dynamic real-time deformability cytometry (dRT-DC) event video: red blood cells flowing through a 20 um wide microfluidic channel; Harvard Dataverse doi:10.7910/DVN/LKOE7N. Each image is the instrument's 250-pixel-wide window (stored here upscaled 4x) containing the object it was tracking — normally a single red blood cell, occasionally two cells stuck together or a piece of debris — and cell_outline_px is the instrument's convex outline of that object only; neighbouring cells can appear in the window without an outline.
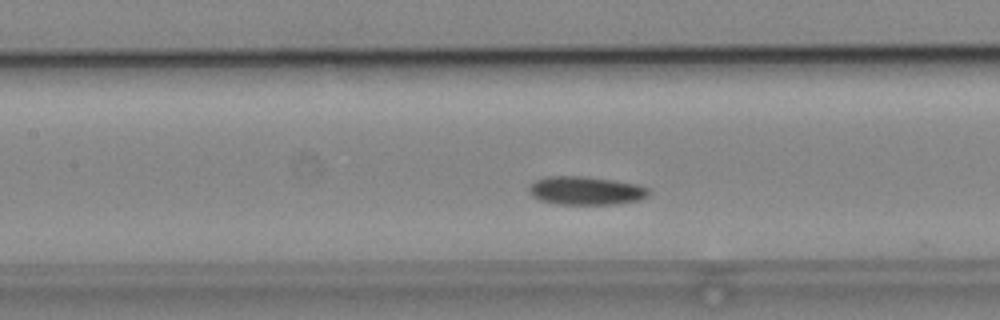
{"species": "common noctule bat (a hibernating species)", "species_latin": "Nyctalus noctula", "temperature_condition": "cold", "stored_images_in_passage": 40, "camera_frame_rate_fps": 3000, "um_per_image_px": 0.085, "animal": {"sex": "male", "body_mass_g": 19.2, "forearm_length_mm": 51.8}, "frame": {"image": 1, "passage_image": 16, "time_ms": 5.0, "image_size_px": [1000, 320], "cell_outline_px": [[652, 192], [648, 196], [640, 200], [616, 204], [556, 204], [540, 200], [532, 196], [528, 192], [528, 188], [536, 180], [548, 176], [584, 176], [640, 184], [648, 188]], "centroid_in_image_um": [49.83, 16.21], "position_along_channel_um": 157.6, "area_um2": 20.0}}
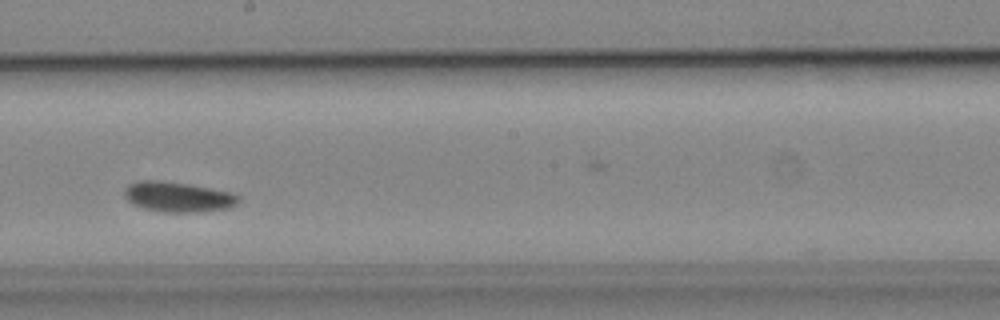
{"frame": {"image": 2, "passage_image": 22, "time_ms": 7.0, "image_size_px": [1000, 320], "cell_outline_px": [[240, 200], [236, 204], [228, 208], [200, 212], [160, 212], [144, 208], [132, 204], [124, 196], [124, 188], [128, 184], [140, 180], [160, 180], [188, 184], [232, 192], [240, 196]], "centroid_in_image_um": [15.11, 16.73], "position_along_channel_um": 233.1, "area_um2": 20.23}}
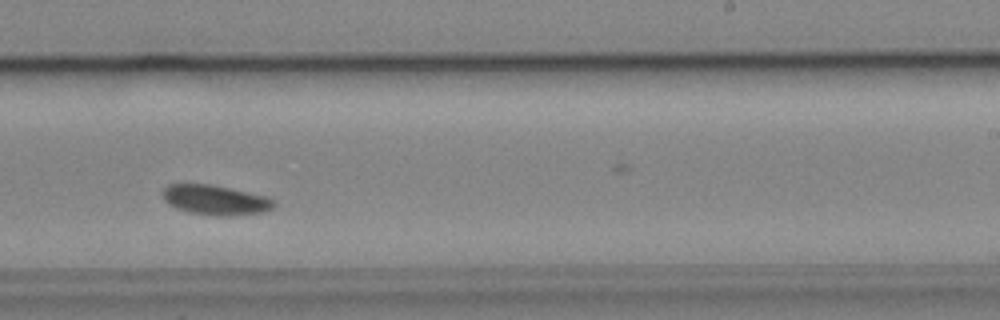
{"frame": {"image": 3, "passage_image": 25, "time_ms": 8.0, "image_size_px": [1000, 320], "cell_outline_px": [[276, 204], [272, 208], [264, 212], [228, 216], [216, 216], [188, 212], [176, 208], [168, 204], [164, 200], [164, 188], [168, 184], [208, 184], [228, 188], [264, 196], [272, 200]], "centroid_in_image_um": [18.28, 17.01], "position_along_channel_um": 270.7, "area_um2": 19.07}}